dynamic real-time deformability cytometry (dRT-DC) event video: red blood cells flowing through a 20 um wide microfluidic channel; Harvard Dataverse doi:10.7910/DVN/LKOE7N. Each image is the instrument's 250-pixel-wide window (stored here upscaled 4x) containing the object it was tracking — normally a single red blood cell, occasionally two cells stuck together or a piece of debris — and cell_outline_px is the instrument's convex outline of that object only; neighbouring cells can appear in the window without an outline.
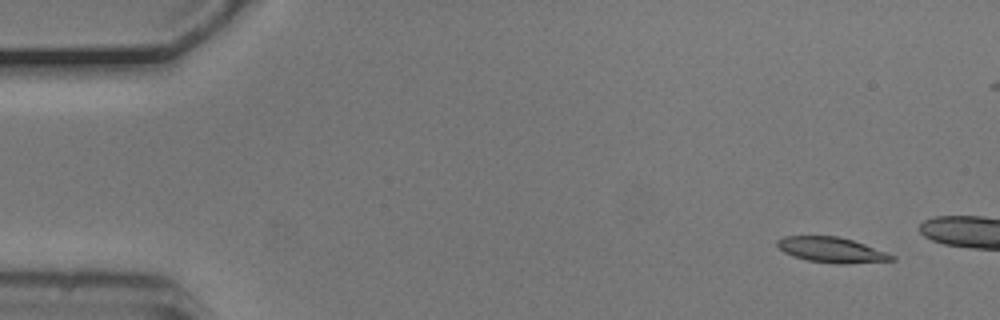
{"species": "common noctule bat (a hibernating species)", "species_latin": "Nyctalus noctula", "temperature_condition": "cold", "stored_images_in_passage": 4, "camera_frame_rate_fps": 3000, "um_per_image_px": 0.085, "animal": {"sex": "male", "body_mass_g": 20.5, "forearm_length_mm": 52.5}, "frame": {"image": 1, "passage_image": 1, "time_ms": 0.0, "image_size_px": [1000, 320], "cell_outline_px": [[896, 260], [844, 264], [836, 264], [808, 260], [792, 256], [784, 252], [776, 244], [776, 240], [784, 236], [836, 236], [852, 240], [864, 244], [896, 256]], "centroid_in_image_um": [70.67, 21.24], "position_along_channel_um": 14.3, "area_um2": 16.82}}